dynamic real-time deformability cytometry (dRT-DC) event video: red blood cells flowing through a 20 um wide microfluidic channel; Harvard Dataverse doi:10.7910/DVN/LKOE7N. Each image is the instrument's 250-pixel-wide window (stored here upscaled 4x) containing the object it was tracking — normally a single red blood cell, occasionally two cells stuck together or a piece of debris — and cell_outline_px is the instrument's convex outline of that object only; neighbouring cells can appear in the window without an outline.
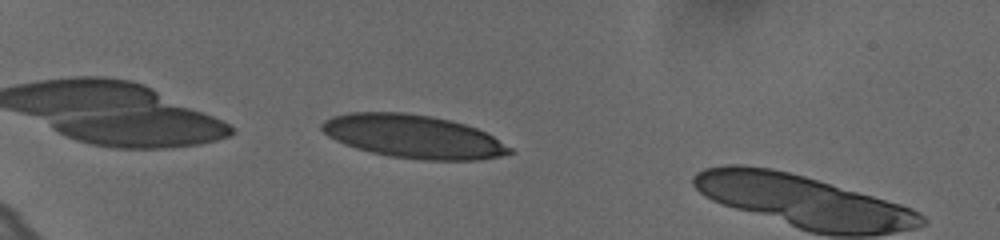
{"species": "human", "species_latin": "Homo sapiens", "temperature_condition": "cold", "stored_images_in_passage": 41, "camera_frame_rate_fps": 3000, "um_per_image_px": 0.085, "donor": {"sex": "female"}, "frame": {"image": 1, "passage_image": 5, "time_ms": 1.333, "image_size_px": [1000, 240], "cell_outline_px": [[516, 152], [500, 156], [476, 160], [424, 160], [392, 156], [372, 152], [356, 148], [344, 144], [328, 136], [320, 128], [320, 124], [324, 120], [332, 116], [348, 112], [404, 112], [432, 116], [464, 124], [476, 128], [492, 136], [512, 148]], "centroid_in_image_um": [35.11, 11.59], "position_along_channel_um": 49.9, "area_um2": 47.22}}
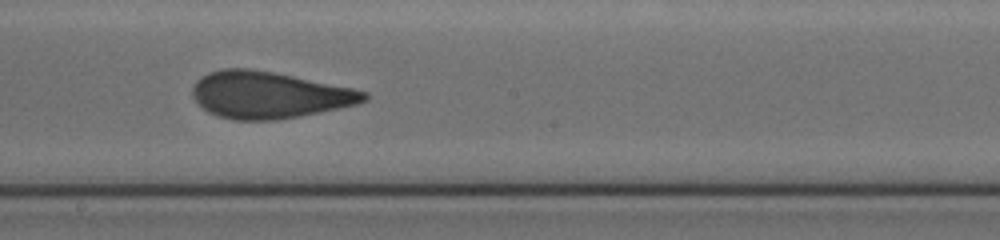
{"frame": {"image": 2, "passage_image": 23, "time_ms": 7.333, "image_size_px": [1000, 240], "cell_outline_px": [[368, 100], [356, 104], [276, 120], [232, 120], [216, 116], [208, 112], [192, 96], [192, 88], [196, 80], [200, 76], [208, 72], [224, 68], [248, 68], [272, 72], [352, 88], [368, 92]], "centroid_in_image_um": [22.8, 8.06], "position_along_channel_um": 225.4, "area_um2": 46.36}}
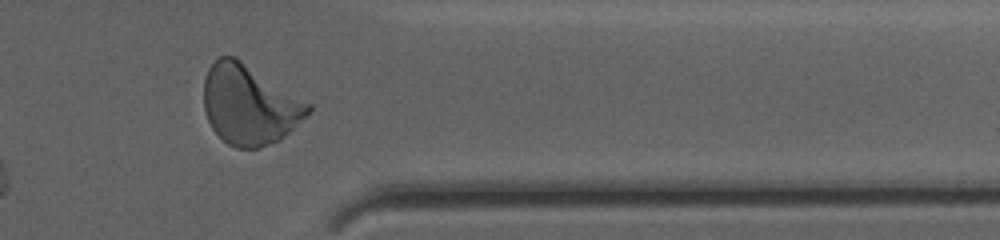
{"frame": {"image": 3, "passage_image": 37, "time_ms": 12.0, "image_size_px": [1000, 240], "cell_outline_px": [[312, 112], [280, 140], [260, 148], [236, 148], [228, 144], [212, 128], [204, 112], [204, 80], [208, 68], [220, 56], [236, 56], [312, 104]], "centroid_in_image_um": [21.22, 8.9], "position_along_channel_um": 390.2, "area_um2": 48.78}, "authors_computed_cell_mechanics": {"area_um2": 46.9336, "velocity_mm_per_s": 3.6248, "shape_relaxation_time_tau1_ms": 6.9489, "shape_relaxation_time_tau2_ms": 0.9512, "deformation_change_tau1": 0.207, "deformation_change_tau2": 0.0923}}